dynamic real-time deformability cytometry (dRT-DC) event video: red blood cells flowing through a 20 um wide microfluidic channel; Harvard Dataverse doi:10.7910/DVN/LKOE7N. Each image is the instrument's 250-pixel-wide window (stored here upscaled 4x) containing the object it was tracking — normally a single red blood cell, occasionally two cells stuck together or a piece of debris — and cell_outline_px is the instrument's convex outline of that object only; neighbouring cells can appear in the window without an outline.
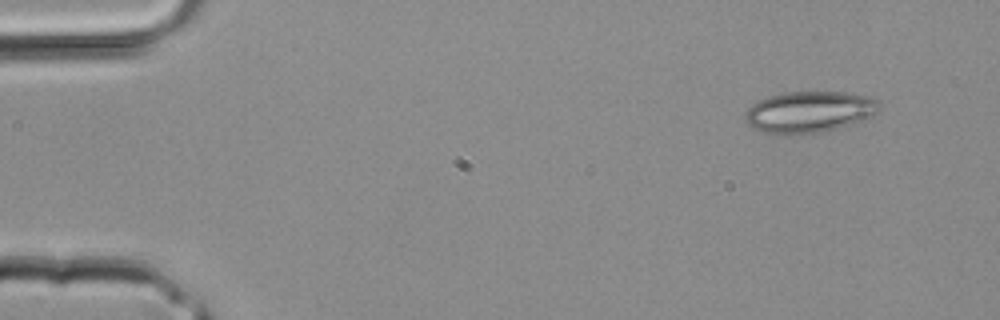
{"species": "common noctule bat (a hibernating species)", "species_latin": "Nyctalus noctula", "temperature_condition": "room temperature", "stored_images_in_passage": 3, "camera_frame_rate_fps": 3000, "um_per_image_px": 0.085, "animal": {"sex": "male", "body_mass_g": 20.4}, "frame": {"image": 1, "passage_image": 1, "time_ms": 0.0, "image_size_px": [1000, 320], "cell_outline_px": [[880, 112], [872, 116], [836, 128], [820, 132], [796, 136], [792, 136], [764, 132], [752, 128], [744, 120], [744, 116], [748, 108], [752, 104], [768, 96], [788, 92], [848, 92], [872, 96], [880, 100]], "centroid_in_image_um": [68.8, 9.52], "position_along_channel_um": 16.2, "area_um2": 32.77}}